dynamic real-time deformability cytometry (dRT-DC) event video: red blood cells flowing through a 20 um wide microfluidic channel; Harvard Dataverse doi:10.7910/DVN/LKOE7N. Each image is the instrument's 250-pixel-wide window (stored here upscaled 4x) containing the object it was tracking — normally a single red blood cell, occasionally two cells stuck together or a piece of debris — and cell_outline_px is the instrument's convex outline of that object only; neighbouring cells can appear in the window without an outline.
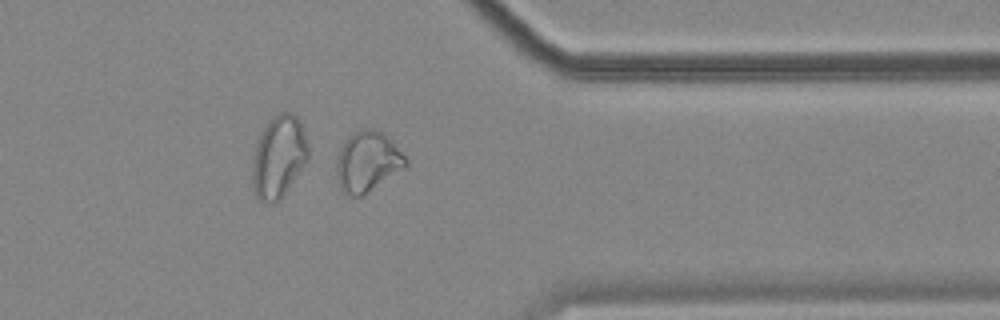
{"species": "common noctule bat (a hibernating species)", "species_latin": "Nyctalus noctula", "temperature_condition": "cold", "stored_images_in_passage": 37, "camera_frame_rate_fps": 3000, "um_per_image_px": 0.085, "animal": {"sex": "female", "body_mass_g": 18.4}, "frame": {"image": 1, "passage_image": 27, "time_ms": 8.667, "image_size_px": [1000, 320], "cell_outline_px": [[408, 164], [404, 168], [364, 196], [352, 196], [344, 192], [340, 188], [336, 176], [336, 156], [340, 148], [348, 136], [352, 132], [360, 128], [376, 128], [392, 140], [408, 160]], "centroid_in_image_um": [31.23, 13.73], "position_along_channel_um": 380.2, "area_um2": 24.74}}